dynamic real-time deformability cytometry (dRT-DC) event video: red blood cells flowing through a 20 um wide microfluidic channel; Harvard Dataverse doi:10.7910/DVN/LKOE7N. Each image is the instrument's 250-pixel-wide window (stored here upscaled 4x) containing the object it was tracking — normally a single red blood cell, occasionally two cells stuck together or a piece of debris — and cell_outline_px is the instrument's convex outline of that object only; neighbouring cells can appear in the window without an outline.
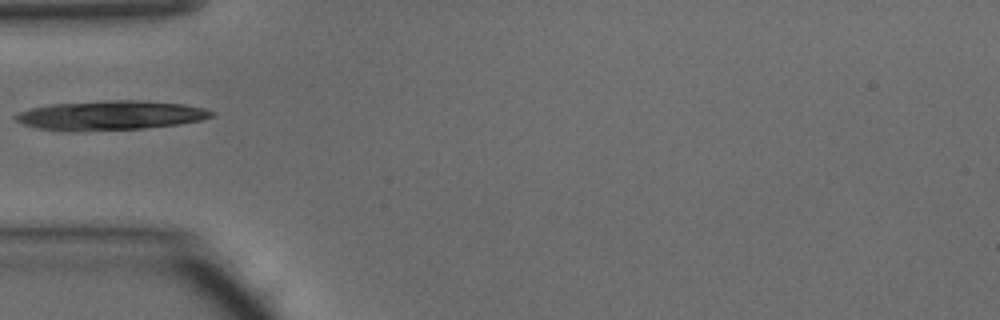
{"species": "common noctule bat (a hibernating species)", "species_latin": "Nyctalus noctula", "temperature_condition": "warm", "stored_images_in_passage": 30, "camera_frame_rate_fps": 3000, "um_per_image_px": 0.085, "animal": {"sex": "male", "body_mass_g": 15.6}, "frame": {"image": 1, "passage_image": 1, "time_ms": 0.0, "image_size_px": [1000, 320], "cell_outline_px": [[216, 112], [212, 116], [200, 120], [180, 124], [144, 128], [72, 132], [68, 132], [36, 128], [24, 124], [16, 120], [12, 116], [20, 112], [32, 108], [52, 104], [104, 100], [144, 100], [184, 104], [204, 108]], "centroid_in_image_um": [9.38, 9.81], "position_along_channel_um": 75.6, "area_um2": 33.81}}